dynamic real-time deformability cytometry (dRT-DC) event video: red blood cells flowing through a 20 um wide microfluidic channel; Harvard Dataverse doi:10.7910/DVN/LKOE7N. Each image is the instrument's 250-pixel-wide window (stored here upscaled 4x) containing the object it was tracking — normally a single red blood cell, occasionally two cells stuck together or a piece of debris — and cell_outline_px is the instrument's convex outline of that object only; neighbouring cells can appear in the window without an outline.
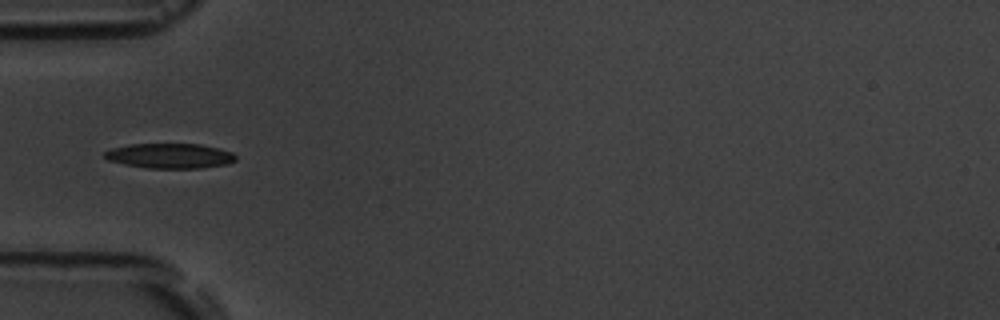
{"species": "common noctule bat (a hibernating species)", "species_latin": "Nyctalus noctula", "temperature_condition": "room temperature", "stored_images_in_passage": 10, "camera_frame_rate_fps": 3000, "um_per_image_px": 0.085, "animal": {"sex": "male", "body_mass_g": 19.5, "forearm_length_mm": 54.6}, "frame": {"image": 1, "passage_image": 6, "time_ms": 6.0, "image_size_px": [1000, 320], "cell_outline_px": [[236, 160], [228, 164], [200, 168], [148, 168], [124, 164], [108, 160], [104, 156], [104, 152], [112, 148], [128, 144], [200, 144], [220, 148], [232, 152], [236, 156]], "centroid_in_image_um": [14.46, 13.24], "position_along_channel_um": 70.5, "area_um2": 19.13}}
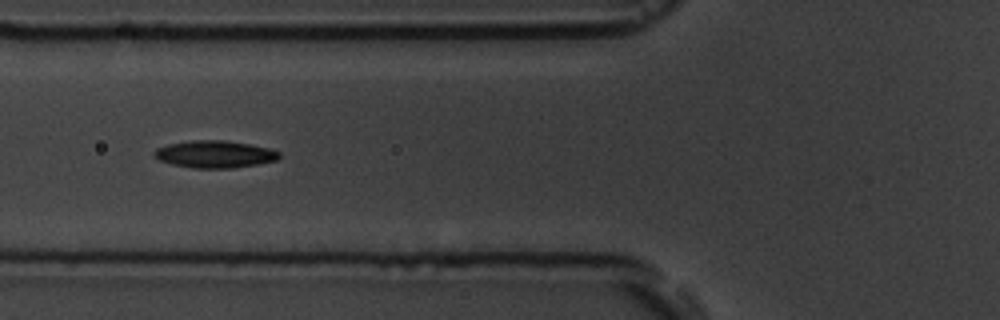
{"frame": {"image": 2, "passage_image": 7, "time_ms": 7.0, "image_size_px": [1000, 320], "cell_outline_px": [[280, 156], [276, 160], [256, 164], [232, 168], [192, 168], [172, 164], [160, 160], [152, 156], [152, 152], [156, 148], [168, 144], [192, 140], [224, 140], [248, 144], [268, 148], [280, 152]], "centroid_in_image_um": [18.2, 13.1], "position_along_channel_um": 107.6, "area_um2": 19.77}}
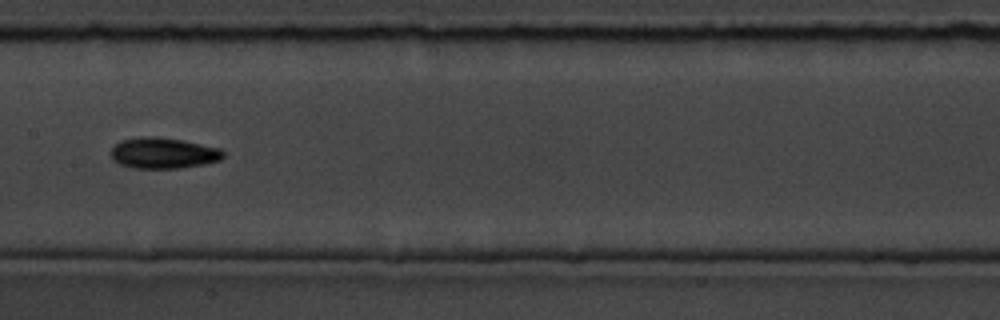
{"frame": {"image": 3, "passage_image": 9, "time_ms": 9.333, "image_size_px": [1000, 320], "cell_outline_px": [[224, 156], [220, 160], [204, 164], [180, 168], [132, 168], [120, 164], [112, 160], [112, 148], [120, 140], [140, 136], [152, 136], [184, 140], [220, 148], [224, 152]], "centroid_in_image_um": [13.88, 13.0], "position_along_channel_um": 193.5, "area_um2": 20.35}}